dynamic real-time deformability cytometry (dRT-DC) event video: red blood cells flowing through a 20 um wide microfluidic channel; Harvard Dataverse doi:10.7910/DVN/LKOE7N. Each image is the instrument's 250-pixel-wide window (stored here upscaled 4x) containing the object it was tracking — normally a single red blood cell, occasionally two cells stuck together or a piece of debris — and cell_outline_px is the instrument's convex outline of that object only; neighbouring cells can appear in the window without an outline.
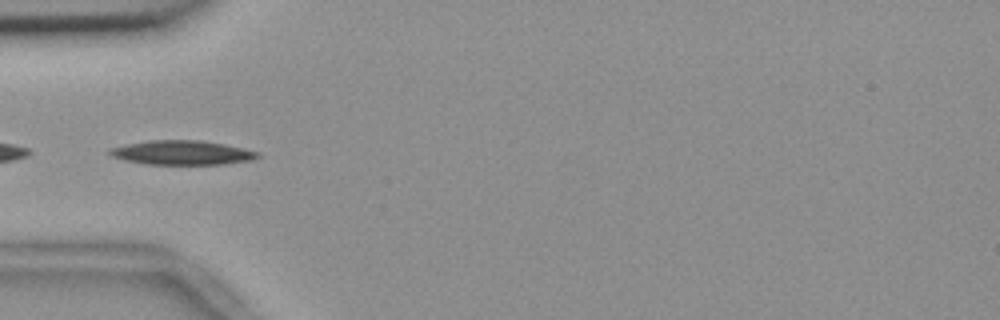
{"species": "common noctule bat (a hibernating species)", "species_latin": "Nyctalus noctula", "temperature_condition": "room temperature", "stored_images_in_passage": 4, "camera_frame_rate_fps": 3000, "um_per_image_px": 0.085, "animal": {"sex": "female", "body_mass_g": 18.4}, "frame": {"image": 1, "passage_image": 2, "time_ms": 0.333, "image_size_px": [1000, 320], "cell_outline_px": [[260, 156], [252, 160], [224, 164], [144, 164], [124, 160], [112, 156], [108, 152], [112, 148], [128, 144], [148, 140], [200, 140], [224, 144], [244, 148], [260, 152]], "centroid_in_image_um": [15.51, 12.98], "position_along_channel_um": 69.5, "area_um2": 20.87}}
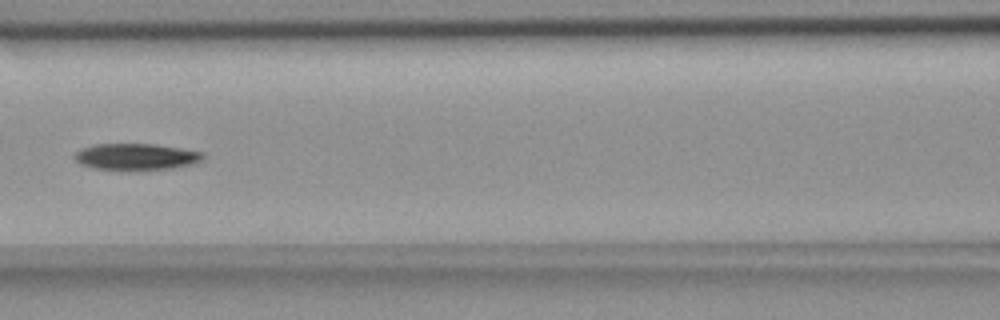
{"frame": {"image": 2, "passage_image": 4, "time_ms": 1.0, "image_size_px": [1000, 320], "cell_outline_px": [[204, 160], [192, 164], [172, 168], [96, 168], [80, 164], [72, 156], [76, 152], [84, 148], [96, 144], [156, 144], [204, 152]], "centroid_in_image_um": [11.61, 13.29], "position_along_channel_um": 155.0, "area_um2": 19.19}}